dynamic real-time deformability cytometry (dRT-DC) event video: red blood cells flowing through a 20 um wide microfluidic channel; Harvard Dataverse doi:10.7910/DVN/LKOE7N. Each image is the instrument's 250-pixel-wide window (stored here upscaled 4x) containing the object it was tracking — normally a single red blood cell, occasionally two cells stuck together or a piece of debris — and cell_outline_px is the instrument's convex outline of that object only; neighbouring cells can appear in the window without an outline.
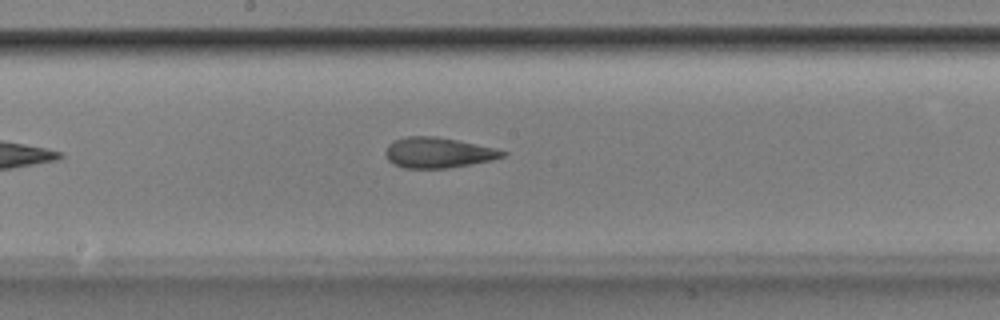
{"species": "Egyptian fruit bat (a non-hibernating species)", "species_latin": "Rousettus aegyptiacus", "temperature_condition": "room temperature", "stored_images_in_passage": 32, "camera_frame_rate_fps": 3000, "um_per_image_px": 0.085, "animal": {"sex": "male"}, "frame": {"image": 1, "passage_image": 12, "time_ms": 3.667, "image_size_px": [1000, 320], "cell_outline_px": [[508, 152], [504, 156], [492, 160], [472, 164], [448, 168], [404, 168], [392, 164], [388, 160], [384, 152], [388, 144], [392, 140], [408, 136], [436, 136], [496, 148]], "centroid_in_image_um": [37.21, 12.98], "position_along_channel_um": 211.0, "area_um2": 20.92}}
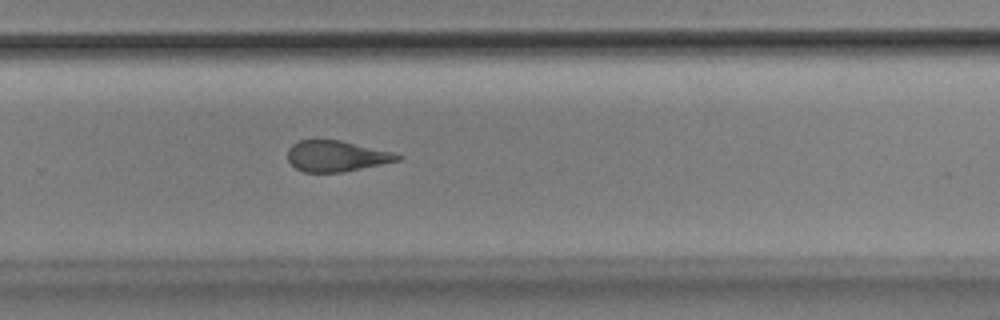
{"frame": {"image": 2, "passage_image": 19, "time_ms": 6.0, "image_size_px": [1000, 320], "cell_outline_px": [[404, 156], [400, 160], [340, 172], [304, 172], [296, 168], [288, 160], [288, 148], [292, 144], [300, 140], [340, 140], [392, 152]], "centroid_in_image_um": [28.57, 13.26], "position_along_channel_um": 301.2, "area_um2": 19.48}}
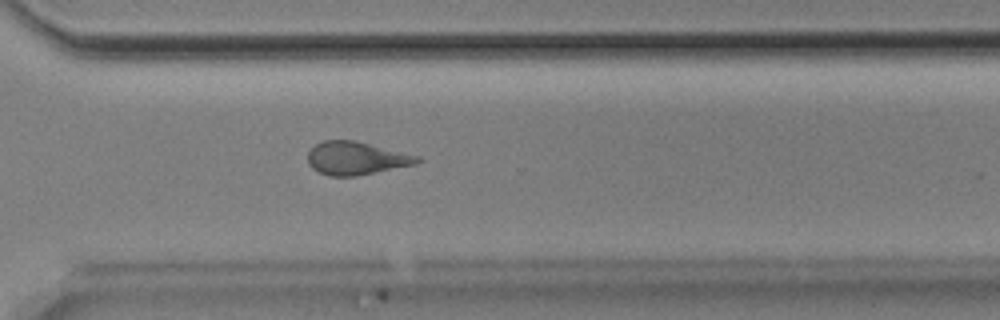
{"frame": {"image": 3, "passage_image": 22, "time_ms": 7.0, "image_size_px": [1000, 320], "cell_outline_px": [[424, 160], [416, 164], [356, 176], [328, 176], [312, 168], [308, 164], [308, 152], [316, 144], [324, 140], [356, 140], [420, 156]], "centroid_in_image_um": [30.3, 13.44], "position_along_channel_um": 340.3, "area_um2": 21.21}, "authors_computed_cell_mechanics": {"area_um2": 21.097, "velocity_mm_per_s": 3.8976, "shape_relaxation_time_tau1_ms": 6.2457, "shape_relaxation_time_tau2_ms": 2.2893, "deformation_change_tau1": 0.1471, "deformation_change_tau2": 0.1134}}